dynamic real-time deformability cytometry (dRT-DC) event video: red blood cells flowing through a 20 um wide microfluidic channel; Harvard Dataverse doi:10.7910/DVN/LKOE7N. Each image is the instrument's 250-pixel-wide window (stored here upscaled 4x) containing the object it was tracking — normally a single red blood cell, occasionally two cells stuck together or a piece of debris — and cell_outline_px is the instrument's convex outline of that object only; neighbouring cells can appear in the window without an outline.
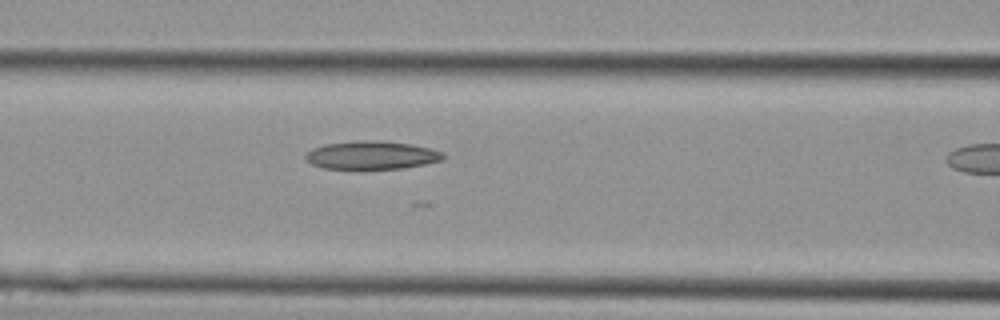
{"species": "Egyptian fruit bat (a non-hibernating species)", "species_latin": "Rousettus aegyptiacus", "temperature_condition": "cold", "stored_images_in_passage": 9, "camera_frame_rate_fps": 3000, "um_per_image_px": 0.085, "animal": {"sex": "female"}, "frame": {"image": 1, "passage_image": 8, "time_ms": 2.333, "image_size_px": [1000, 320], "cell_outline_px": [[444, 160], [404, 168], [360, 172], [356, 172], [324, 168], [312, 164], [304, 156], [312, 148], [324, 144], [364, 140], [380, 140], [412, 144], [444, 152]], "centroid_in_image_um": [31.57, 13.24], "position_along_channel_um": 135.0, "area_um2": 23.64}}